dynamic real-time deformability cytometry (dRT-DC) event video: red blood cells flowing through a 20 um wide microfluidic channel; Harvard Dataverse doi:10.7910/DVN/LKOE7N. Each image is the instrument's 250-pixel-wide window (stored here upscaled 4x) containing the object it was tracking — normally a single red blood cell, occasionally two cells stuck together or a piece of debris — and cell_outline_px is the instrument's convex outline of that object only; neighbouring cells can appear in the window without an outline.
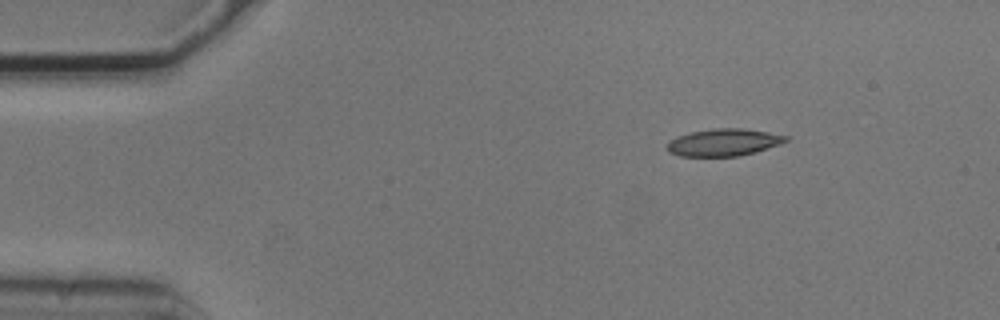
{"species": "common noctule bat (a hibernating species)", "species_latin": "Nyctalus noctula", "temperature_condition": "cold", "stored_images_in_passage": 3, "segment_of_instrument_passage": [1, 2], "camera_frame_rate_fps": 3000, "um_per_image_px": 0.085, "animal": {"sex": "male", "body_mass_g": 20.5, "forearm_length_mm": 52.5}, "frame": {"image": 1, "passage_image": 1, "time_ms": 0.0, "image_size_px": [1000, 320], "cell_outline_px": [[788, 140], [780, 144], [756, 152], [740, 156], [680, 156], [668, 152], [668, 140], [676, 136], [692, 132], [712, 128], [744, 128], [768, 132], [788, 136]], "centroid_in_image_um": [61.51, 12.1], "position_along_channel_um": 23.5, "area_um2": 18.9}}